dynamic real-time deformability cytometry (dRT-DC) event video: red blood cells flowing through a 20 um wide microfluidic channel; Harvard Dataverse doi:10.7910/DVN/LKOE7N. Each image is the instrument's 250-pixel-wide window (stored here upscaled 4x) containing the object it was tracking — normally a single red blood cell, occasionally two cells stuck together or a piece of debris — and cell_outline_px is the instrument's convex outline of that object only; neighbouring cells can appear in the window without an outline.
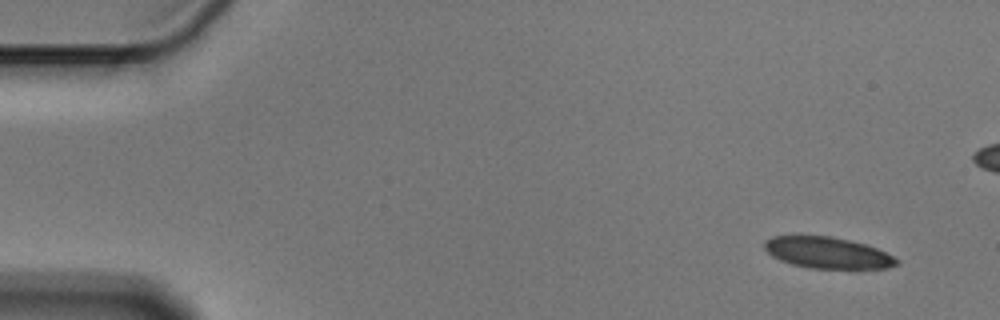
{"species": "Egyptian fruit bat (a non-hibernating species)", "species_latin": "Rousettus aegyptiacus", "temperature_condition": "cold", "stored_images_in_passage": 5, "camera_frame_rate_fps": 3000, "um_per_image_px": 0.085, "animal": {"sex": "male"}, "frame": {"image": 1, "passage_image": 1, "time_ms": 0.0, "image_size_px": [1000, 320], "cell_outline_px": [[900, 264], [888, 268], [812, 268], [792, 264], [780, 260], [772, 256], [764, 248], [764, 240], [772, 236], [796, 232], [832, 236], [864, 244], [876, 248], [900, 260]], "centroid_in_image_um": [70.25, 21.43], "position_along_channel_um": 14.8, "area_um2": 24.8}}